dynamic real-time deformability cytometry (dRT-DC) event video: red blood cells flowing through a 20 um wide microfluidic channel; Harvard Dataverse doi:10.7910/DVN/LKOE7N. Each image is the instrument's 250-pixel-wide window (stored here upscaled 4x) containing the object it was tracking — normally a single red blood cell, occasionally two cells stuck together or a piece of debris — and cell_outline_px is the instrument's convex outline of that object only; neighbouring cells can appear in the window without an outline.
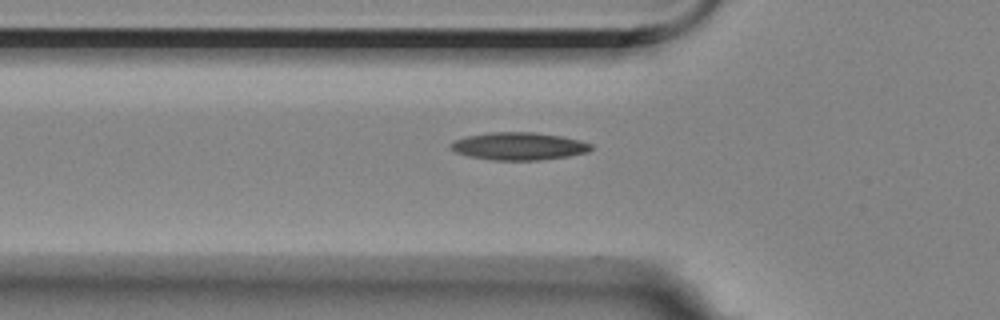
{"species": "Egyptian fruit bat (a non-hibernating species)", "species_latin": "Rousettus aegyptiacus", "temperature_condition": "room temperature", "stored_images_in_passage": 15, "camera_frame_rate_fps": 3000, "um_per_image_px": 0.085, "animal": {"sex": "female"}, "frame": {"image": 1, "passage_image": 2, "time_ms": 0.333, "image_size_px": [1000, 320], "cell_outline_px": [[592, 148], [588, 152], [568, 156], [536, 160], [492, 160], [468, 156], [456, 152], [448, 148], [448, 144], [452, 140], [468, 136], [488, 132], [532, 132], [560, 136], [580, 140], [592, 144]], "centroid_in_image_um": [44.04, 12.42], "position_along_channel_um": 81.8, "area_um2": 22.66}}
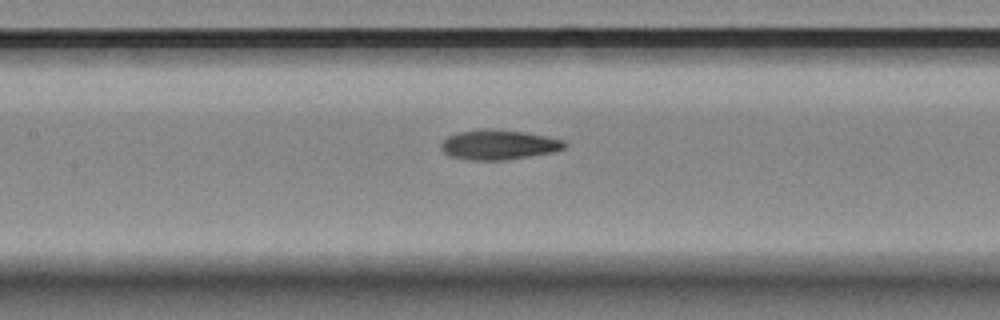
{"frame": {"image": 2, "passage_image": 9, "time_ms": 2.667, "image_size_px": [1000, 320], "cell_outline_px": [[568, 144], [564, 148], [552, 152], [504, 160], [468, 160], [448, 156], [440, 148], [440, 144], [448, 136], [460, 132], [480, 128], [492, 128], [524, 132], [548, 136], [564, 140]], "centroid_in_image_um": [42.37, 12.29], "position_along_channel_um": 165.0, "area_um2": 21.62}}
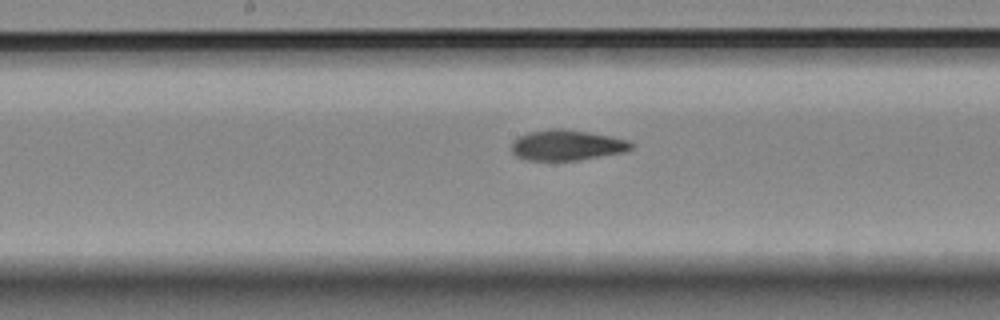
{"frame": {"image": 3, "passage_image": 12, "time_ms": 3.667, "image_size_px": [1000, 320], "cell_outline_px": [[632, 148], [628, 152], [576, 160], [524, 160], [516, 156], [512, 152], [512, 140], [528, 132], [548, 128], [564, 128], [588, 132], [628, 140], [632, 144]], "centroid_in_image_um": [48.16, 12.33], "position_along_channel_um": 200.0, "area_um2": 21.39}}